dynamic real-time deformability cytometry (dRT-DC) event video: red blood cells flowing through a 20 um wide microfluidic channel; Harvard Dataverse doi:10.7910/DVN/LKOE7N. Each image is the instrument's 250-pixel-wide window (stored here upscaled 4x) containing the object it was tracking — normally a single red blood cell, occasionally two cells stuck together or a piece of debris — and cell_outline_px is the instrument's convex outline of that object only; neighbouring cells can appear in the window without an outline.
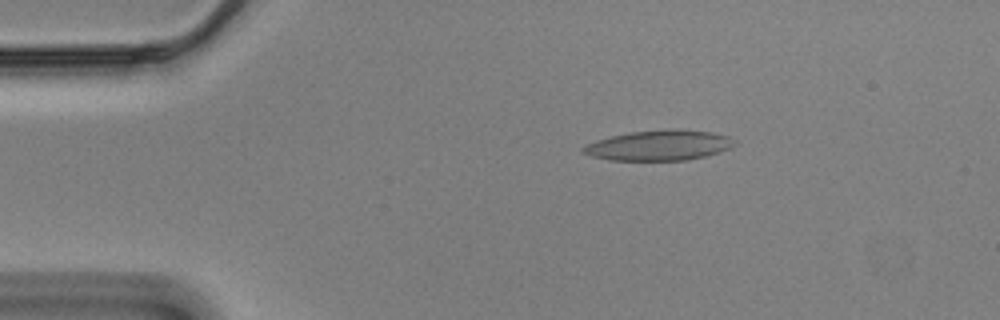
{"species": "Egyptian fruit bat (a non-hibernating species)", "species_latin": "Rousettus aegyptiacus", "temperature_condition": "cold", "stored_images_in_passage": 57, "camera_frame_rate_fps": 3000, "um_per_image_px": 0.085, "animal": {"sex": "male"}, "frame": {"image": 1, "passage_image": 10, "time_ms": 3.0, "image_size_px": [1000, 320], "cell_outline_px": [[736, 144], [732, 148], [720, 152], [688, 160], [608, 160], [592, 156], [580, 152], [580, 148], [596, 140], [612, 136], [632, 132], [668, 128], [712, 132], [728, 136], [736, 140]], "centroid_in_image_um": [56.04, 12.35], "position_along_channel_um": 29.0, "area_um2": 26.82}}
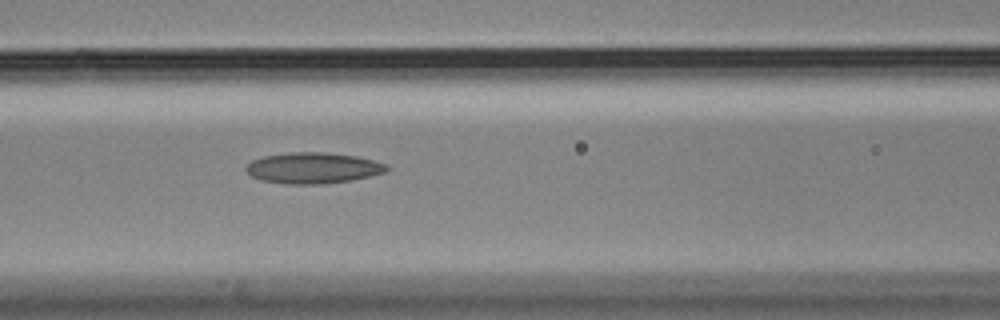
{"frame": {"image": 2, "passage_image": 24, "time_ms": 7.667, "image_size_px": [1000, 320], "cell_outline_px": [[392, 168], [388, 172], [352, 180], [324, 184], [288, 184], [260, 180], [252, 176], [244, 168], [252, 160], [264, 156], [288, 152], [324, 152], [356, 156], [388, 164]], "centroid_in_image_um": [26.65, 14.28], "position_along_channel_um": 139.9, "area_um2": 25.61}}
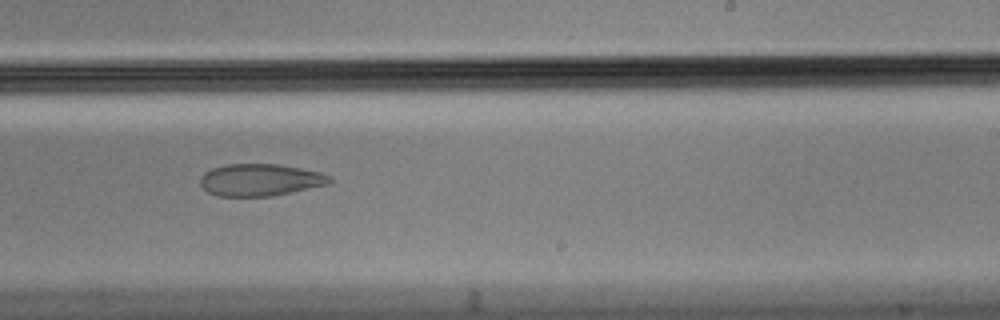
{"frame": {"image": 3, "passage_image": 35, "time_ms": 11.333, "image_size_px": [1000, 320], "cell_outline_px": [[332, 184], [272, 196], [216, 196], [208, 192], [200, 184], [200, 176], [204, 172], [212, 168], [228, 164], [280, 164], [320, 172], [332, 176]], "centroid_in_image_um": [22.15, 15.29], "position_along_channel_um": 266.9, "area_um2": 24.45}, "authors_computed_cell_mechanics": {"area_um2": 26.877, "velocity_mm_per_s": 3.4613, "shape_relaxation_time_tau1_ms": null, "shape_relaxation_time_tau2_ms": 2.1487, "deformation_change_tau1": null, "deformation_change_tau2": 0.0549}}